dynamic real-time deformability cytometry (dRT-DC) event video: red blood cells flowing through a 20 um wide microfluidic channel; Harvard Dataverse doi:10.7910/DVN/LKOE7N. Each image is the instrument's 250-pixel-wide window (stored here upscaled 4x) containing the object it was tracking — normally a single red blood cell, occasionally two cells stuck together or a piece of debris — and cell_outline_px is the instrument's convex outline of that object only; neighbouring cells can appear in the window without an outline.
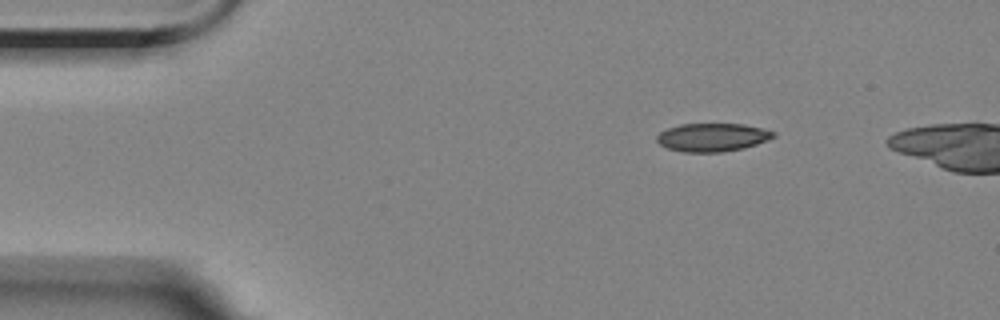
{"species": "Egyptian fruit bat (a non-hibernating species)", "species_latin": "Rousettus aegyptiacus", "temperature_condition": "room temperature", "stored_images_in_passage": 5, "camera_frame_rate_fps": 3000, "um_per_image_px": 0.085, "animal": {"sex": "female"}, "frame": {"image": 1, "passage_image": 5, "time_ms": 5.333, "image_size_px": [1000, 320], "cell_outline_px": [[776, 136], [768, 140], [744, 148], [724, 152], [684, 152], [668, 148], [660, 144], [656, 140], [656, 136], [660, 132], [668, 128], [680, 124], [744, 124], [776, 132]], "centroid_in_image_um": [60.56, 11.67], "position_along_channel_um": 24.4, "area_um2": 19.19}}